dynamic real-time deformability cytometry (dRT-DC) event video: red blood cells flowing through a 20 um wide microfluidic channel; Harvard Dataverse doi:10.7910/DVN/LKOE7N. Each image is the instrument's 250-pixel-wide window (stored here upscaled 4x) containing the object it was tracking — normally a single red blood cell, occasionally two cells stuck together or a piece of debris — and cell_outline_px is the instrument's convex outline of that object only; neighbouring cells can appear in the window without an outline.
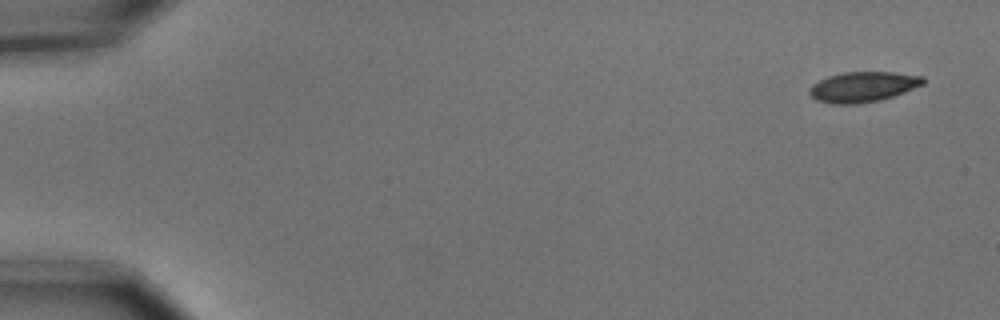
{"species": "common noctule bat (a hibernating species)", "species_latin": "Nyctalus noctula", "temperature_condition": "cold", "stored_images_in_passage": 4, "camera_frame_rate_fps": 3000, "um_per_image_px": 0.085, "animal": {"sex": "male", "body_mass_g": 15.6}, "frame": {"image": 1, "passage_image": 1, "time_ms": 0.0, "image_size_px": [1000, 320], "cell_outline_px": [[924, 84], [904, 92], [880, 100], [856, 104], [832, 104], [816, 100], [808, 92], [808, 88], [812, 84], [828, 76], [844, 72], [892, 72], [924, 76]], "centroid_in_image_um": [73.33, 7.38], "position_along_channel_um": 11.7, "area_um2": 20.06}}